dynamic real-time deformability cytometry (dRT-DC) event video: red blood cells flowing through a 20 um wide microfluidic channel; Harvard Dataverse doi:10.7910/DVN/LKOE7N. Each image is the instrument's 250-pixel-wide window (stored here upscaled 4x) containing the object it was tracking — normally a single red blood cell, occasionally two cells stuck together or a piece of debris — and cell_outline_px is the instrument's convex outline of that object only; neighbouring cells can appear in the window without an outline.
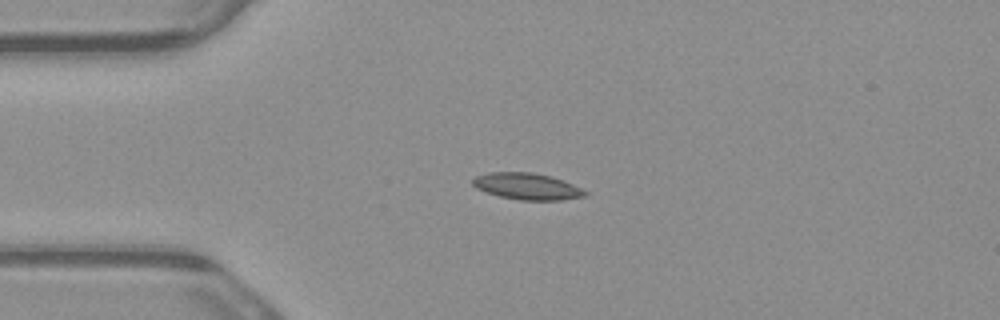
{"species": "common noctule bat (a hibernating species)", "species_latin": "Nyctalus noctula", "temperature_condition": "warm", "stored_images_in_passage": 2, "camera_frame_rate_fps": 3000, "um_per_image_px": 0.085, "animal": {"sex": "male", "body_mass_g": 23.1, "forearm_length_mm": 52.7}, "frame": {"image": 1, "passage_image": 1, "time_ms": 0.0, "image_size_px": [1000, 320], "cell_outline_px": [[588, 196], [560, 200], [520, 200], [500, 196], [476, 188], [472, 184], [472, 180], [476, 176], [488, 172], [532, 172], [552, 176], [572, 184], [588, 192]], "centroid_in_image_um": [44.82, 15.83], "position_along_channel_um": 40.2, "area_um2": 17.34}}